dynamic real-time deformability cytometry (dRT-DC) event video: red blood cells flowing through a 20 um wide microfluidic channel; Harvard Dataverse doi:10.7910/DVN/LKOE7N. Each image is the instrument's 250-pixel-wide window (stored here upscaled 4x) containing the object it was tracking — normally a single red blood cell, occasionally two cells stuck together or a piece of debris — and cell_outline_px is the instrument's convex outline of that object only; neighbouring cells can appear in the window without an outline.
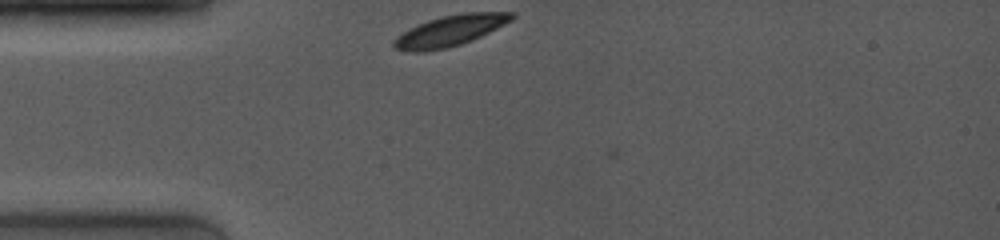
{"species": "common noctule bat (a hibernating species)", "species_latin": "Nyctalus noctula", "temperature_condition": "room temperature", "stored_images_in_passage": 2, "camera_frame_rate_fps": 4000, "um_per_image_px": 0.085, "animal": {"sex": "female", "body_mass_g": 19.0, "forearm_length_mm": 53.3}, "frame": {"image": 1, "passage_image": 1, "time_ms": 0.0, "image_size_px": [1000, 240], "cell_outline_px": [[516, 16], [512, 20], [472, 40], [448, 48], [424, 52], [408, 52], [396, 48], [392, 44], [392, 40], [396, 36], [408, 28], [428, 20], [440, 16], [464, 12], [516, 12]], "centroid_in_image_um": [38.22, 2.61], "position_along_channel_um": 46.8, "area_um2": 21.33}}